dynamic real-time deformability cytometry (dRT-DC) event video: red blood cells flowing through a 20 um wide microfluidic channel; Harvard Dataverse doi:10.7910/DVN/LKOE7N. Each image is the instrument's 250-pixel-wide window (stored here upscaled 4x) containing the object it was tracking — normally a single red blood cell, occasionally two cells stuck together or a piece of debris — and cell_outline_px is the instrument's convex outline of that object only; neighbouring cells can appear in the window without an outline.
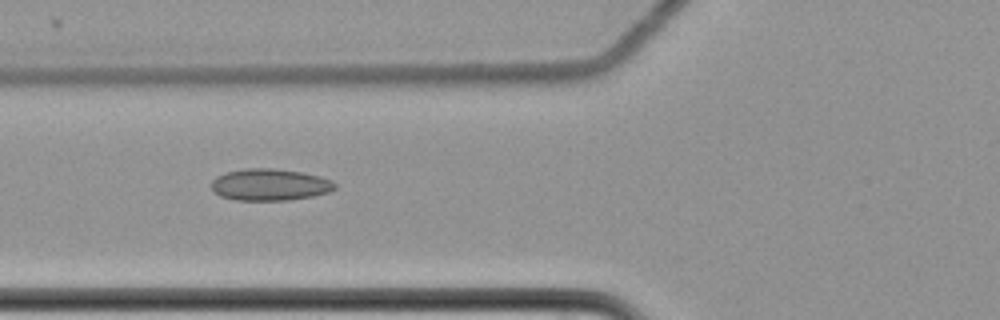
{"species": "common noctule bat (a hibernating species)", "species_latin": "Nyctalus noctula", "temperature_condition": "cold", "stored_images_in_passage": 9, "camera_frame_rate_fps": 3000, "um_per_image_px": 0.085, "animal": {"sex": "female", "body_mass_g": 22.7, "forearm_length_mm": 54.2}, "frame": {"image": 1, "passage_image": 7, "time_ms": 2.0, "image_size_px": [1000, 320], "cell_outline_px": [[336, 188], [328, 192], [312, 196], [288, 200], [236, 200], [220, 196], [212, 188], [212, 180], [216, 176], [228, 172], [244, 168], [272, 168], [300, 172], [320, 176], [332, 180], [336, 184]], "centroid_in_image_um": [22.94, 15.69], "position_along_channel_um": 102.9, "area_um2": 22.77}}
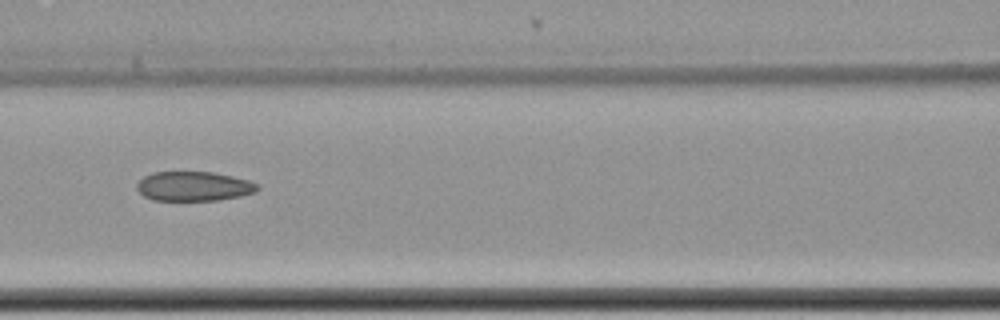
{"frame": {"image": 2, "passage_image": 8, "time_ms": 2.333, "image_size_px": [1000, 320], "cell_outline_px": [[260, 188], [256, 192], [240, 196], [216, 200], [152, 200], [144, 196], [136, 188], [136, 184], [144, 176], [152, 172], [212, 172], [232, 176], [248, 180], [260, 184]], "centroid_in_image_um": [16.48, 15.83], "position_along_channel_um": 150.1, "area_um2": 20.75}}
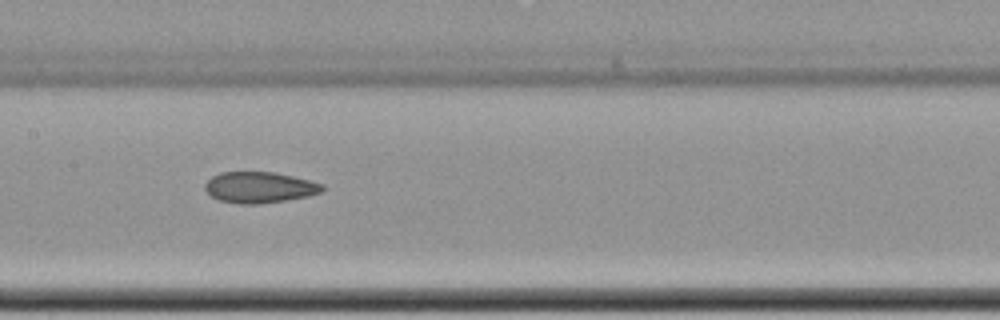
{"frame": {"image": 3, "passage_image": 9, "time_ms": 2.667, "image_size_px": [1000, 320], "cell_outline_px": [[324, 188], [320, 192], [308, 196], [260, 204], [240, 204], [220, 200], [212, 196], [204, 188], [204, 184], [212, 176], [220, 172], [276, 172], [324, 184]], "centroid_in_image_um": [22.04, 15.92], "position_along_channel_um": 185.4, "area_um2": 21.1}}